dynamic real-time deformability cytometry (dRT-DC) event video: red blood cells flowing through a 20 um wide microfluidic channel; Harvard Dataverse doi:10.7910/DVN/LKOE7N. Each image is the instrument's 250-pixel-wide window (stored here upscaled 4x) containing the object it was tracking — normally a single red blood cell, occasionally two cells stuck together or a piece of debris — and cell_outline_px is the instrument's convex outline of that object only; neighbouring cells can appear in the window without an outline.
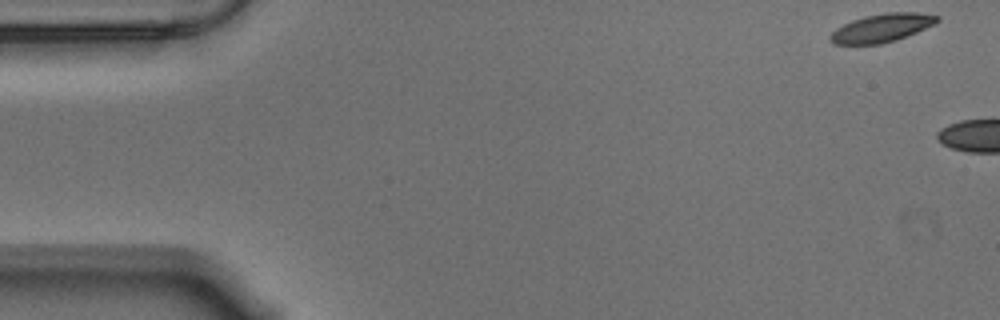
{"species": "Egyptian fruit bat (a non-hibernating species)", "species_latin": "Rousettus aegyptiacus", "temperature_condition": "warm", "stored_images_in_passage": 4, "camera_frame_rate_fps": 3000, "um_per_image_px": 0.085, "animal": {"sex": "male"}, "frame": {"image": 1, "passage_image": 1, "time_ms": 0.0, "image_size_px": [1000, 320], "cell_outline_px": [[940, 20], [936, 24], [908, 36], [896, 40], [880, 44], [832, 44], [828, 40], [828, 36], [836, 28], [852, 20], [864, 16], [888, 12], [920, 12], [940, 16]], "centroid_in_image_um": [74.97, 2.37], "position_along_channel_um": 10.0, "area_um2": 17.92}}